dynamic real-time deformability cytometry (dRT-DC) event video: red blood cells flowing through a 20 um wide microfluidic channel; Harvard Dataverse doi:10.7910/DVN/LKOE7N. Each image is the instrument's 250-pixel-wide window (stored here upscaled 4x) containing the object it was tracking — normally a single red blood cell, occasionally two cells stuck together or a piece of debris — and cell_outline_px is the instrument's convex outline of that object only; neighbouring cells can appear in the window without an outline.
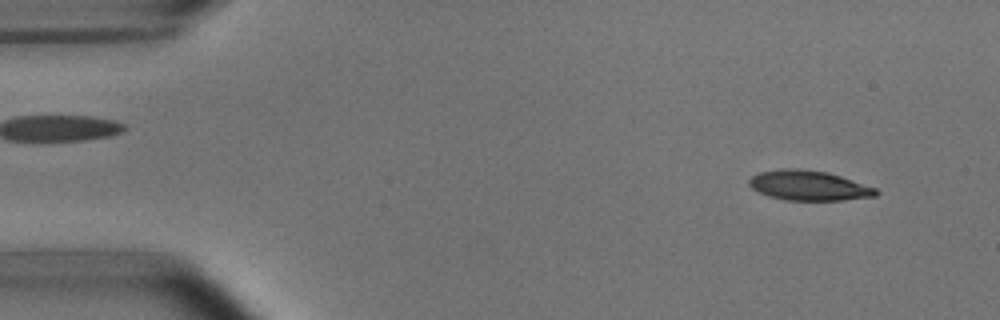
{"species": "common noctule bat (a hibernating species)", "species_latin": "Nyctalus noctula", "temperature_condition": "room temperature", "stored_images_in_passage": 52, "camera_frame_rate_fps": 3000, "um_per_image_px": 0.085, "animal": {"sex": "male", "body_mass_g": 15.6}, "frame": {"image": 1, "passage_image": 4, "time_ms": 1.0, "image_size_px": [1000, 320], "cell_outline_px": [[880, 192], [876, 196], [840, 200], [784, 200], [768, 196], [752, 188], [748, 184], [748, 180], [752, 176], [760, 172], [784, 168], [796, 168], [828, 172], [876, 188]], "centroid_in_image_um": [68.73, 15.77], "position_along_channel_um": 16.3, "area_um2": 22.02}}
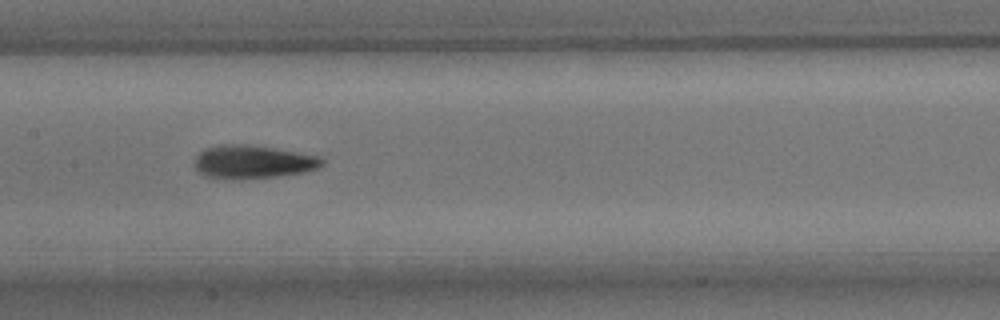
{"frame": {"image": 2, "passage_image": 25, "time_ms": 8.0, "image_size_px": [1000, 320], "cell_outline_px": [[324, 164], [316, 168], [304, 172], [280, 176], [240, 180], [216, 180], [204, 176], [192, 164], [196, 156], [204, 148], [224, 144], [252, 144], [320, 156], [324, 160]], "centroid_in_image_um": [21.44, 13.78], "position_along_channel_um": 186.0, "area_um2": 25.43}}
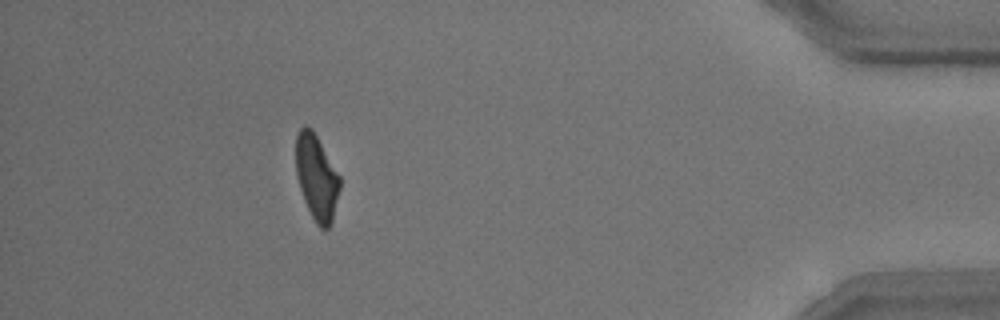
{"frame": {"image": 3, "passage_image": 47, "time_ms": 15.333, "image_size_px": [1000, 320], "cell_outline_px": [[340, 188], [332, 220], [328, 228], [320, 228], [316, 224], [304, 200], [296, 176], [296, 136], [300, 128], [304, 124], [312, 128], [340, 176]], "centroid_in_image_um": [26.9, 15.05], "position_along_channel_um": 408.3, "area_um2": 21.73}, "authors_computed_cell_mechanics": {"area_um2": 23.0044, "velocity_mm_per_s": 3.7743, "shape_relaxation_time_tau1_ms": 4.0752, "shape_relaxation_time_tau2_ms": 2.7869, "deformation_change_tau1": 0.1626, "deformation_change_tau2": 0.1159}}